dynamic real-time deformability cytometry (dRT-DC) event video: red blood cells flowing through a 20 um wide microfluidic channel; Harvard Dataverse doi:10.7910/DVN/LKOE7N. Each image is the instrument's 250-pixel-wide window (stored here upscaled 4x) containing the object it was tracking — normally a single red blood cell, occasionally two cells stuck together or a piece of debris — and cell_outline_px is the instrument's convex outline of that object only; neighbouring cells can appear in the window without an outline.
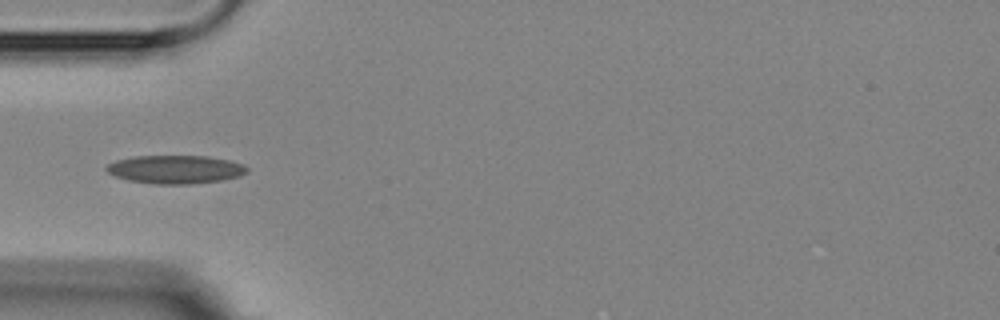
{"species": "Egyptian fruit bat (a non-hibernating species)", "species_latin": "Rousettus aegyptiacus", "temperature_condition": "room temperature", "stored_images_in_passage": 16, "camera_frame_rate_fps": 3000, "um_per_image_px": 0.085, "animal": {"sex": "female"}, "frame": {"image": 1, "passage_image": 6, "time_ms": 7.333, "image_size_px": [1000, 320], "cell_outline_px": [[248, 172], [240, 176], [220, 180], [192, 184], [156, 184], [128, 180], [116, 176], [108, 172], [104, 168], [108, 164], [116, 160], [132, 156], [208, 156], [228, 160], [244, 164], [248, 168]], "centroid_in_image_um": [14.92, 14.39], "position_along_channel_um": 70.1, "area_um2": 23.24}}
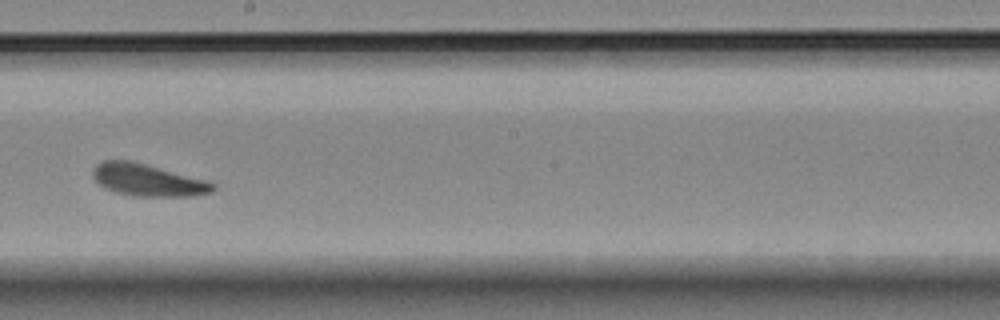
{"frame": {"image": 2, "passage_image": 10, "time_ms": 12.0, "image_size_px": [1000, 320], "cell_outline_px": [[216, 188], [212, 192], [192, 196], [132, 196], [116, 192], [104, 188], [92, 176], [92, 172], [96, 164], [104, 160], [128, 160], [208, 180], [216, 184]], "centroid_in_image_um": [12.57, 15.31], "position_along_channel_um": 235.6, "area_um2": 22.43}}
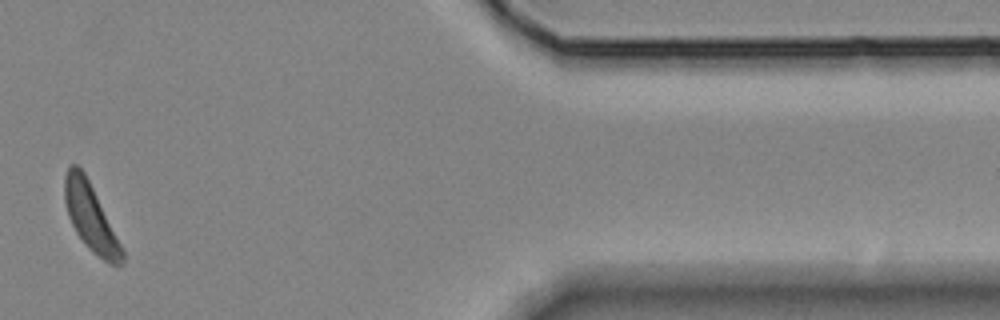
{"frame": {"image": 3, "passage_image": 15, "time_ms": 18.0, "image_size_px": [1000, 320], "cell_outline_px": [[124, 260], [120, 264], [108, 264], [92, 252], [76, 232], [68, 216], [64, 200], [64, 176], [68, 168], [72, 164], [76, 164], [84, 172], [124, 252]], "centroid_in_image_um": [7.66, 18.47], "position_along_channel_um": 403.7, "area_um2": 21.73}, "authors_computed_cell_mechanics": {"area_um2": 23.12, "velocity_mm_per_s": 3.5417, "shape_relaxation_time_tau1_ms": 5.1007, "shape_relaxation_time_tau2_ms": 4.1618, "deformation_change_tau1": 0.1009, "deformation_change_tau2": 0.1109}}